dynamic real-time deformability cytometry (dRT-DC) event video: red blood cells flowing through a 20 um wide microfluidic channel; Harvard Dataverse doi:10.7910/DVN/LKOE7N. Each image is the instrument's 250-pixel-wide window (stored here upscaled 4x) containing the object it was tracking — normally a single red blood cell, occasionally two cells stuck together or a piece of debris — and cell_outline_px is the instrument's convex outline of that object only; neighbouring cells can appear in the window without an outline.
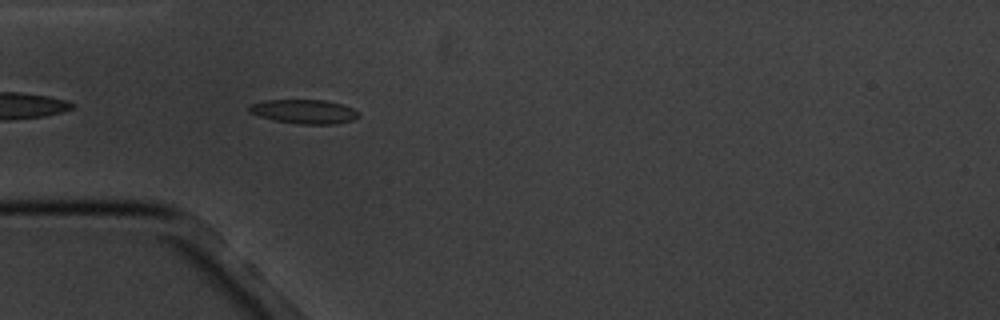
{"species": "common noctule bat (a hibernating species)", "species_latin": "Nyctalus noctula", "temperature_condition": "cold", "stored_images_in_passage": 5, "camera_frame_rate_fps": 3000, "um_per_image_px": 0.085, "animal": {"sex": "male", "body_mass_g": 20.1, "forearm_length_mm": 53.5}, "frame": {"image": 1, "passage_image": 5, "time_ms": 4.333, "image_size_px": [1000, 320], "cell_outline_px": [[360, 116], [352, 120], [336, 124], [300, 124], [276, 120], [260, 116], [248, 112], [248, 108], [252, 104], [264, 100], [324, 100], [340, 104], [352, 108], [360, 112]], "centroid_in_image_um": [25.88, 9.48], "position_along_channel_um": 59.1, "area_um2": 15.26}}